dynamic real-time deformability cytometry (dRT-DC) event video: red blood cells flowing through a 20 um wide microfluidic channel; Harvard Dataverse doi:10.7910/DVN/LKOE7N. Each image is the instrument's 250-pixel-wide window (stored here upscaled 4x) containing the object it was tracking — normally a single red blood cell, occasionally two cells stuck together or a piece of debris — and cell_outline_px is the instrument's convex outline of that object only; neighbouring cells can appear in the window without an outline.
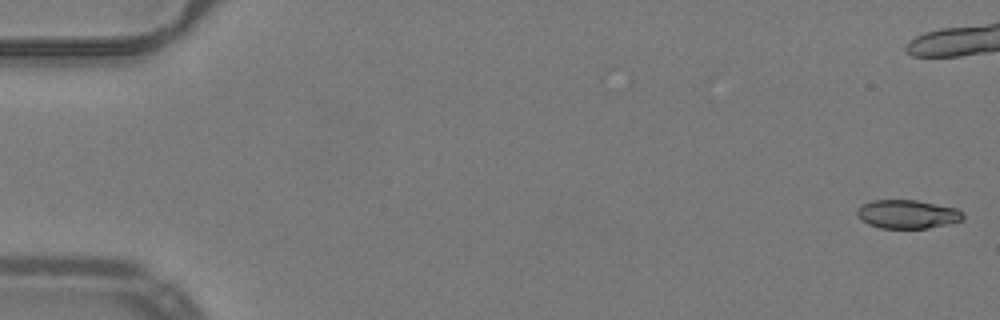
{"species": "common noctule bat (a hibernating species)", "species_latin": "Nyctalus noctula", "temperature_condition": "warm", "stored_images_in_passage": 53, "camera_frame_rate_fps": 3000, "um_per_image_px": 0.085, "animal": {"sex": "male", "body_mass_g": 19.2, "forearm_length_mm": 51.8}, "frame": {"image": 1, "passage_image": 1, "time_ms": 0.0, "image_size_px": [1000, 320], "cell_outline_px": [[964, 220], [928, 228], [880, 228], [868, 224], [860, 220], [856, 216], [856, 208], [860, 204], [872, 200], [916, 200], [956, 208], [964, 212]], "centroid_in_image_um": [77.09, 18.2], "position_along_channel_um": 7.9, "area_um2": 17.92}, "authors_computed_cell_mechanics": {"area_um2": 19.1896, "velocity_mm_per_s": 4.0144, "shape_relaxation_time_tau1_ms": null, "shape_relaxation_time_tau2_ms": 6.1134, "deformation_change_tau1": null, "deformation_change_tau2": 0.1695}}